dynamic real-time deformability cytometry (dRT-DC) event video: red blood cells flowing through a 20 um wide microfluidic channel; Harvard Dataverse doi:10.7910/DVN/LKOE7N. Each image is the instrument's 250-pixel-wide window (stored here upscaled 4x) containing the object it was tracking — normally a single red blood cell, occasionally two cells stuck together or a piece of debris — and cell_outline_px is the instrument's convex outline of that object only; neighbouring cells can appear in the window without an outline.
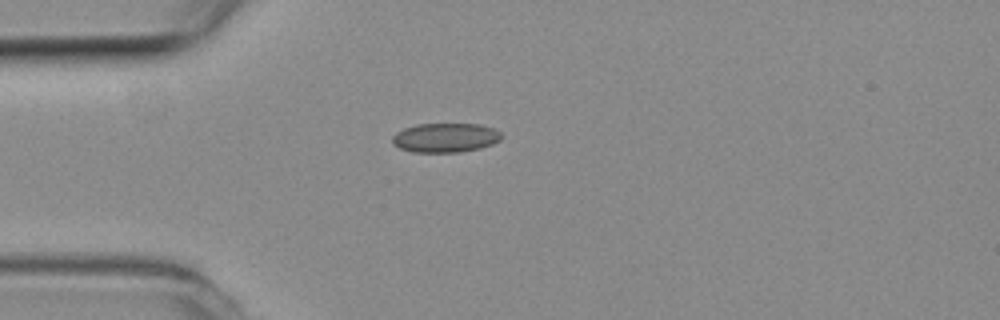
{"species": "common noctule bat (a hibernating species)", "species_latin": "Nyctalus noctula", "temperature_condition": "room temperature", "stored_images_in_passage": 41, "camera_frame_rate_fps": 3000, "um_per_image_px": 0.085, "animal": {"sex": "female", "body_mass_g": 19.3, "forearm_length_mm": 54.1}, "frame": {"image": 1, "passage_image": 1, "time_ms": 0.0, "image_size_px": [1000, 320], "cell_outline_px": [[504, 136], [500, 140], [492, 144], [480, 148], [460, 152], [412, 152], [400, 148], [392, 144], [392, 136], [396, 132], [404, 128], [416, 124], [480, 124], [492, 128], [500, 132]], "centroid_in_image_um": [37.85, 11.7], "position_along_channel_um": 47.2, "area_um2": 18.73}}
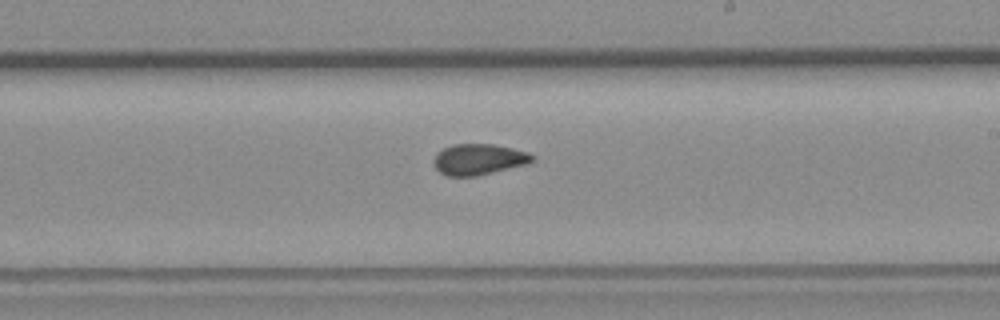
{"frame": {"image": 2, "passage_image": 18, "time_ms": 5.667, "image_size_px": [1000, 320], "cell_outline_px": [[532, 160], [528, 164], [476, 176], [448, 176], [440, 172], [436, 168], [432, 160], [436, 152], [452, 144], [492, 144], [528, 152], [532, 156]], "centroid_in_image_um": [40.64, 13.55], "position_along_channel_um": 248.4, "area_um2": 17.69}}
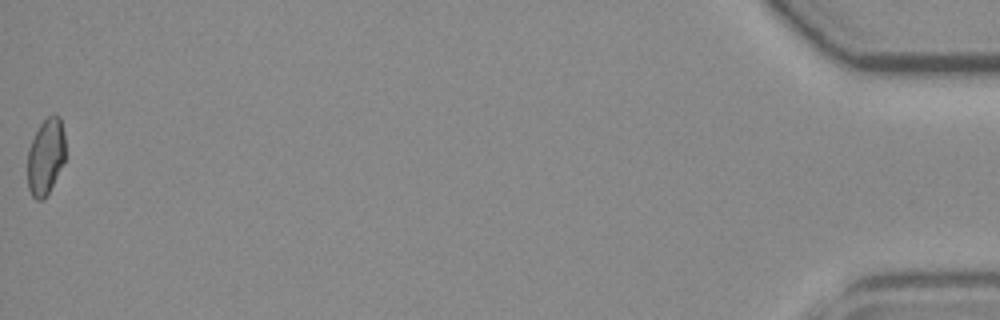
{"frame": {"image": 3, "passage_image": 41, "time_ms": 13.333, "image_size_px": [1000, 320], "cell_outline_px": [[64, 160], [44, 200], [36, 200], [32, 196], [28, 188], [28, 148], [40, 124], [48, 116], [60, 116], [64, 132]], "centroid_in_image_um": [3.87, 13.31], "position_along_channel_um": 431.3, "area_um2": 16.47}, "authors_computed_cell_mechanics": {"area_um2": 17.629, "velocity_mm_per_s": 3.7837, "shape_relaxation_time_tau1_ms": 8.6169, "shape_relaxation_time_tau2_ms": 1.5025, "deformation_change_tau1": 0.1229, "deformation_change_tau2": 0.0651}}